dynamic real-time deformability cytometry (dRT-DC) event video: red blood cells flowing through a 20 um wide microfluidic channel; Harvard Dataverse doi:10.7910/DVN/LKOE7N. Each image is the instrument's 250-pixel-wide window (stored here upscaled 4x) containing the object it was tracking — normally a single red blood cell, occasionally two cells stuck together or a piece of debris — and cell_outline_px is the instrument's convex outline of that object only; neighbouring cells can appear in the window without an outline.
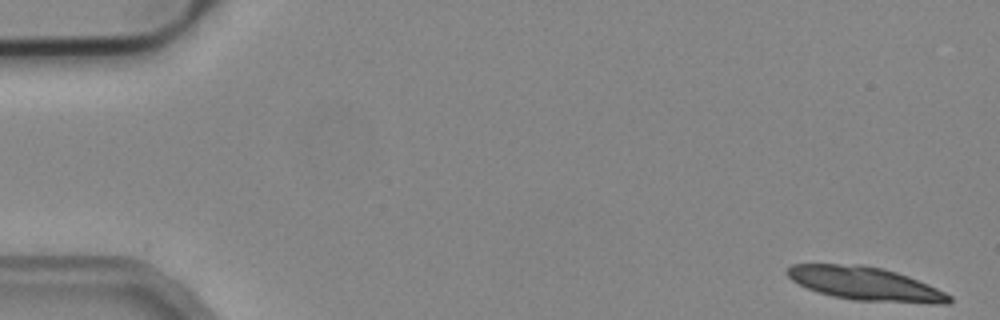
{"species": "common noctule bat (a hibernating species)", "species_latin": "Nyctalus noctula", "temperature_condition": "cold", "stored_images_in_passage": 52, "segment_of_instrument_passage": [1, 2], "camera_frame_rate_fps": 3000, "um_per_image_px": 0.085, "animal": {"sex": "male", "body_mass_g": 19.2, "forearm_length_mm": 51.8}, "frame": {"image": 1, "passage_image": 1, "time_ms": 0.0, "image_size_px": [1000, 320], "cell_outline_px": [[952, 300], [948, 304], [932, 304], [856, 300], [832, 296], [808, 288], [792, 280], [784, 272], [792, 264], [860, 264], [884, 268], [908, 276], [928, 284], [952, 296]], "centroid_in_image_um": [73.58, 24.11], "position_along_channel_um": 11.4, "area_um2": 31.56}}